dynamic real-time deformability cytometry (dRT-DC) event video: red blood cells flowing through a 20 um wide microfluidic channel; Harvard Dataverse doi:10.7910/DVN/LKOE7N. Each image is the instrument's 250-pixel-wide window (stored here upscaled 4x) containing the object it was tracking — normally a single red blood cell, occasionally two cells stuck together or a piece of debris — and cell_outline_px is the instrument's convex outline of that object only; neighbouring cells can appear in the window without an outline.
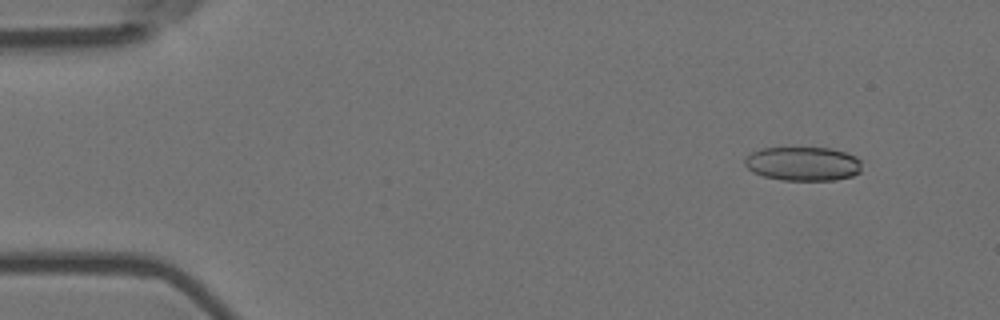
{"species": "Egyptian fruit bat (a non-hibernating species)", "species_latin": "Rousettus aegyptiacus", "temperature_condition": "room temperature", "stored_images_in_passage": 6, "camera_frame_rate_fps": 3000, "um_per_image_px": 0.085, "animal": {"sex": "female"}, "frame": {"image": 1, "passage_image": 2, "time_ms": 0.333, "image_size_px": [1000, 320], "cell_outline_px": [[860, 172], [852, 176], [832, 180], [784, 180], [764, 176], [752, 172], [744, 164], [744, 160], [752, 152], [760, 148], [832, 148], [856, 156], [860, 160]], "centroid_in_image_um": [68.25, 13.91], "position_along_channel_um": 16.8, "area_um2": 23.12}}
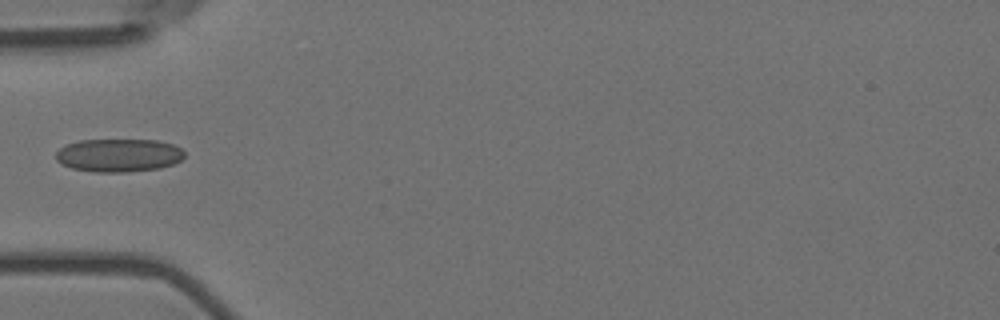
{"frame": {"image": 2, "passage_image": 5, "time_ms": 1.333, "image_size_px": [1000, 320], "cell_outline_px": [[184, 156], [180, 160], [172, 164], [160, 168], [128, 172], [96, 172], [72, 168], [56, 160], [56, 152], [60, 148], [68, 144], [80, 140], [156, 140], [172, 144], [180, 148], [184, 152]], "centroid_in_image_um": [10.09, 13.2], "position_along_channel_um": 74.9, "area_um2": 24.68}}
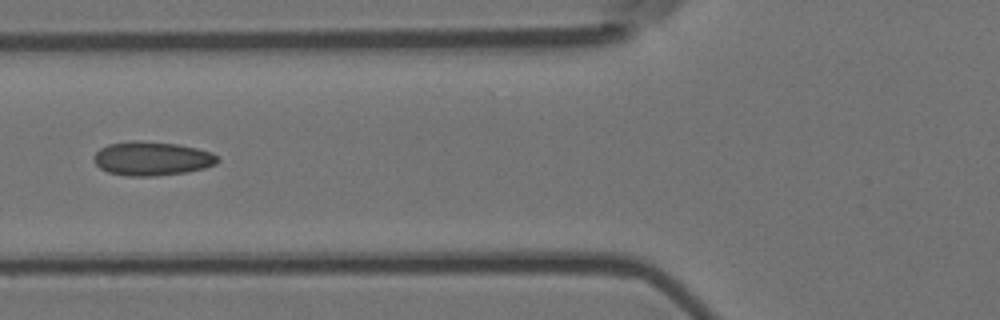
{"frame": {"image": 3, "passage_image": 6, "time_ms": 1.667, "image_size_px": [1000, 320], "cell_outline_px": [[220, 160], [216, 164], [204, 168], [184, 172], [156, 176], [128, 176], [108, 172], [100, 168], [92, 160], [92, 156], [100, 148], [108, 144], [132, 140], [140, 140], [176, 144], [196, 148], [212, 152]], "centroid_in_image_um": [12.88, 13.47], "position_along_channel_um": 112.9, "area_um2": 24.57}}